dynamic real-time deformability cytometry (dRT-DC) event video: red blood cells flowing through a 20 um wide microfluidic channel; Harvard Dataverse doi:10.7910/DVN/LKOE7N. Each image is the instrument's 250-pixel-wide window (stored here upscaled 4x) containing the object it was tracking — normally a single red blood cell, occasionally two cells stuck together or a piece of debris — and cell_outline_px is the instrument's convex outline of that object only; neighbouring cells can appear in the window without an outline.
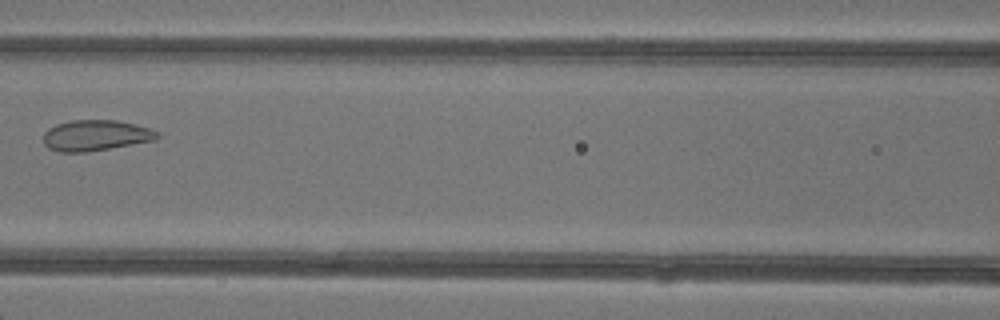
{"species": "common noctule bat (a hibernating species)", "species_latin": "Nyctalus noctula", "temperature_condition": "warm", "stored_images_in_passage": 5, "camera_frame_rate_fps": 3000, "um_per_image_px": 0.085, "animal": {"sex": "female"}, "frame": {"image": 1, "passage_image": 4, "time_ms": 3.667, "image_size_px": [1000, 320], "cell_outline_px": [[160, 136], [152, 140], [108, 148], [84, 152], [60, 152], [48, 148], [44, 144], [44, 132], [48, 128], [56, 124], [72, 120], [116, 120], [136, 124], [152, 128], [160, 132]], "centroid_in_image_um": [8.12, 11.49], "position_along_channel_um": 158.5, "area_um2": 20.35}}
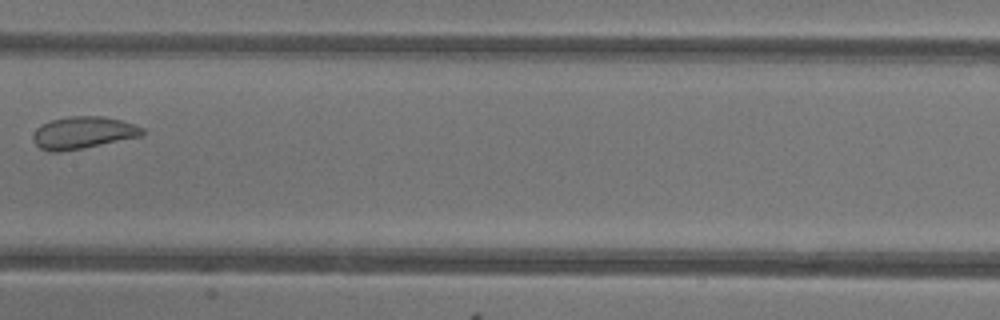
{"frame": {"image": 2, "passage_image": 5, "time_ms": 4.667, "image_size_px": [1000, 320], "cell_outline_px": [[144, 136], [84, 148], [60, 152], [48, 152], [40, 148], [32, 140], [32, 136], [36, 128], [40, 124], [52, 120], [68, 116], [104, 116], [136, 124], [144, 128]], "centroid_in_image_um": [7.07, 11.28], "position_along_channel_um": 200.3, "area_um2": 20.87}}